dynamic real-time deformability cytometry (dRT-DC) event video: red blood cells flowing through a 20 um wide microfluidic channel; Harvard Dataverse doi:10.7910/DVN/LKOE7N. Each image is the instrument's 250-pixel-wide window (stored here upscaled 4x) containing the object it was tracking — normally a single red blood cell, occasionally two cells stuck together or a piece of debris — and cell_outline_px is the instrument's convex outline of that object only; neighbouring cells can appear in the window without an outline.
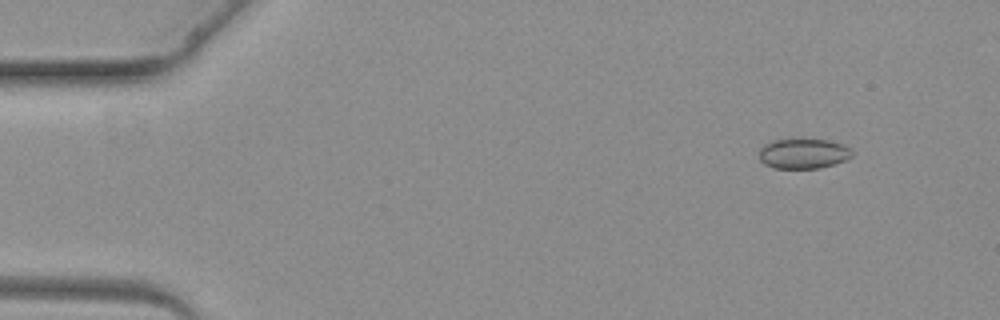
{"species": "common noctule bat (a hibernating species)", "species_latin": "Nyctalus noctula", "temperature_condition": "warm", "stored_images_in_passage": 5, "camera_frame_rate_fps": 3000, "um_per_image_px": 0.085, "animal": {"sex": "female", "body_mass_g": 19.3, "forearm_length_mm": 54.1}, "frame": {"image": 1, "passage_image": 5, "time_ms": 5.0, "image_size_px": [1000, 320], "cell_outline_px": [[852, 156], [844, 160], [820, 168], [772, 168], [764, 164], [760, 160], [760, 148], [764, 144], [776, 140], [828, 140], [844, 144], [852, 152]], "centroid_in_image_um": [68.27, 13.06], "position_along_channel_um": 16.7, "area_um2": 16.01}}